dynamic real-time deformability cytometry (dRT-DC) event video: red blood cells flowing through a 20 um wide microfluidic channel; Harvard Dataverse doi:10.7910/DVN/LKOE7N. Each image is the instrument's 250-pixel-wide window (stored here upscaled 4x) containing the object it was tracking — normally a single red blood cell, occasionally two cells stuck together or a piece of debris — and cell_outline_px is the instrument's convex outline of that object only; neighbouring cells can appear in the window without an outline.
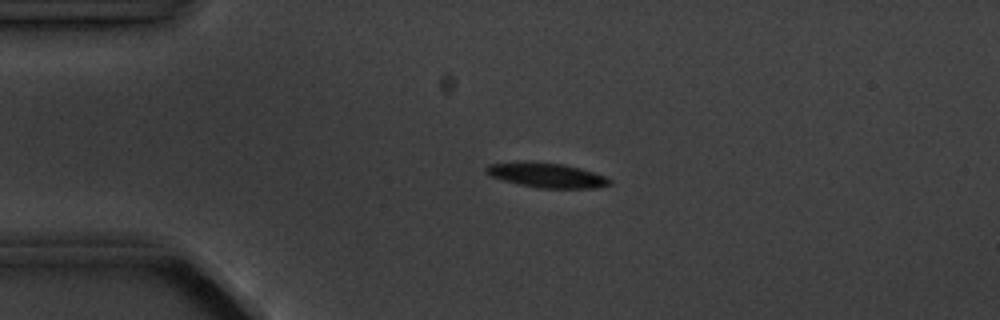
{"species": "common noctule bat (a hibernating species)", "species_latin": "Nyctalus noctula", "temperature_condition": "cold", "stored_images_in_passage": 4, "camera_frame_rate_fps": 3000, "um_per_image_px": 0.085, "animal": {"sex": "male", "body_mass_g": 20.1, "forearm_length_mm": 53.5}, "frame": {"image": 1, "passage_image": 2, "time_ms": 2.0, "image_size_px": [1000, 320], "cell_outline_px": [[612, 184], [592, 188], [540, 188], [520, 184], [504, 180], [492, 176], [484, 172], [484, 168], [488, 164], [564, 164], [580, 168], [604, 176], [612, 180]], "centroid_in_image_um": [46.54, 14.94], "position_along_channel_um": 38.5, "area_um2": 16.76}}